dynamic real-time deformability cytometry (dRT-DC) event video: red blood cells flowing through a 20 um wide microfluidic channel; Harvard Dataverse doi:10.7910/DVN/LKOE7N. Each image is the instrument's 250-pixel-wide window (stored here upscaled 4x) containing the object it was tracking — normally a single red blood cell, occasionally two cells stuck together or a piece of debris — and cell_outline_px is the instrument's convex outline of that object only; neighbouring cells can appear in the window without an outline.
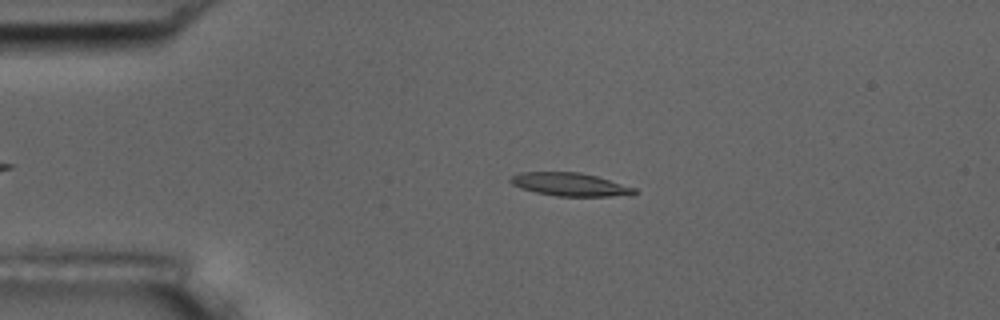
{"species": "common noctule bat (a hibernating species)", "species_latin": "Nyctalus noctula", "temperature_condition": "room temperature", "stored_images_in_passage": 4, "camera_frame_rate_fps": 3000, "um_per_image_px": 0.085, "animal": {"sex": "male", "body_mass_g": 17.5, "forearm_length_mm": 52.3}, "frame": {"image": 1, "passage_image": 3, "time_ms": 2.333, "image_size_px": [1000, 320], "cell_outline_px": [[636, 192], [632, 196], [556, 196], [536, 192], [520, 188], [512, 184], [508, 180], [512, 176], [520, 172], [580, 172], [596, 176], [636, 188]], "centroid_in_image_um": [48.46, 15.68], "position_along_channel_um": 36.5, "area_um2": 16.76}}